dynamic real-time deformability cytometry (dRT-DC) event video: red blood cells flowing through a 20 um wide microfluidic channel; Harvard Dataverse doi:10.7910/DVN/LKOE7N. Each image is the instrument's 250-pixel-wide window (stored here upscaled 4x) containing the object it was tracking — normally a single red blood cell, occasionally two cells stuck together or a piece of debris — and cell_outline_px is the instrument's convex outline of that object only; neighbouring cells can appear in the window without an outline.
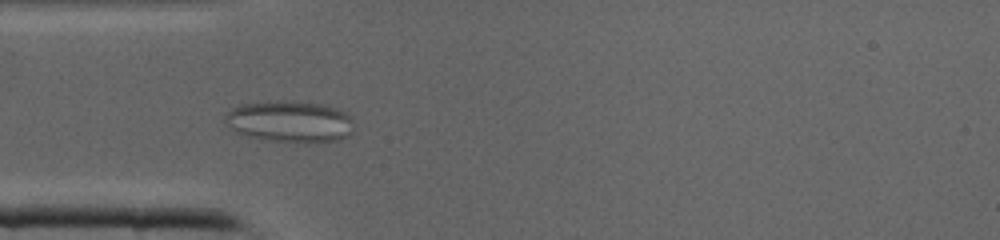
{"species": "common noctule bat (a hibernating species)", "species_latin": "Nyctalus noctula", "temperature_condition": "cold", "stored_images_in_passage": 45, "camera_frame_rate_fps": 3000, "um_per_image_px": 0.085, "animal": {"sex": "male", "body_mass_g": 19.0, "forearm_length_mm": 50.8}, "frame": {"image": 1, "passage_image": 13, "time_ms": 4.0, "image_size_px": [1000, 240], "cell_outline_px": [[352, 132], [348, 136], [340, 140], [320, 144], [296, 144], [264, 140], [244, 136], [236, 132], [232, 128], [224, 116], [232, 108], [240, 104], [280, 100], [324, 104], [336, 108], [344, 112], [348, 116]], "centroid_in_image_um": [24.64, 10.38], "position_along_channel_um": 60.4, "area_um2": 31.73}}
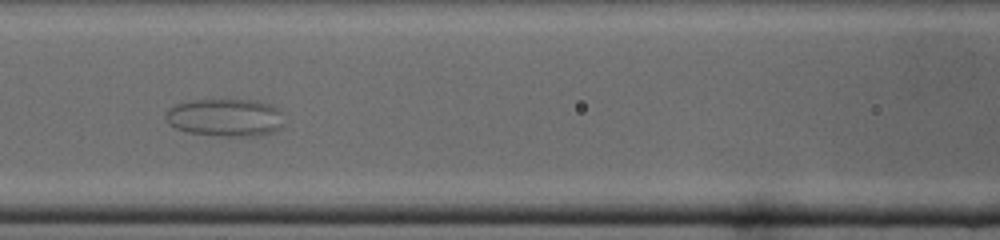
{"frame": {"image": 2, "passage_image": 19, "time_ms": 6.0, "image_size_px": [1000, 240], "cell_outline_px": [[280, 124], [272, 132], [260, 136], [216, 136], [188, 132], [176, 128], [168, 124], [164, 116], [176, 104], [192, 100], [256, 100], [268, 104], [276, 108]], "centroid_in_image_um": [19.06, 10.0], "position_along_channel_um": 147.5, "area_um2": 25.49}}
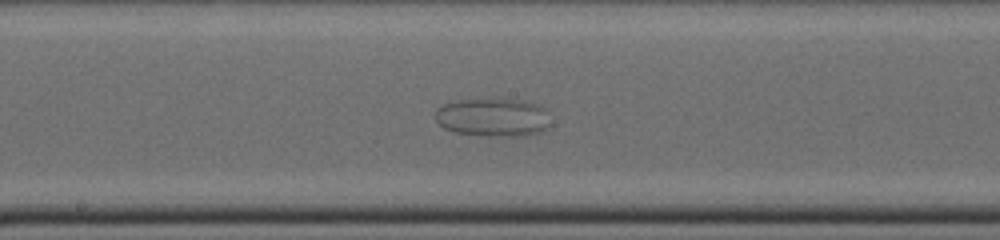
{"frame": {"image": 3, "passage_image": 23, "time_ms": 7.333, "image_size_px": [1000, 240], "cell_outline_px": [[548, 128], [540, 132], [528, 136], [488, 136], [456, 132], [444, 128], [436, 120], [436, 108], [444, 104], [456, 100], [524, 100], [536, 104], [544, 108]], "centroid_in_image_um": [41.88, 9.99], "position_along_channel_um": 206.3, "area_um2": 25.37}}